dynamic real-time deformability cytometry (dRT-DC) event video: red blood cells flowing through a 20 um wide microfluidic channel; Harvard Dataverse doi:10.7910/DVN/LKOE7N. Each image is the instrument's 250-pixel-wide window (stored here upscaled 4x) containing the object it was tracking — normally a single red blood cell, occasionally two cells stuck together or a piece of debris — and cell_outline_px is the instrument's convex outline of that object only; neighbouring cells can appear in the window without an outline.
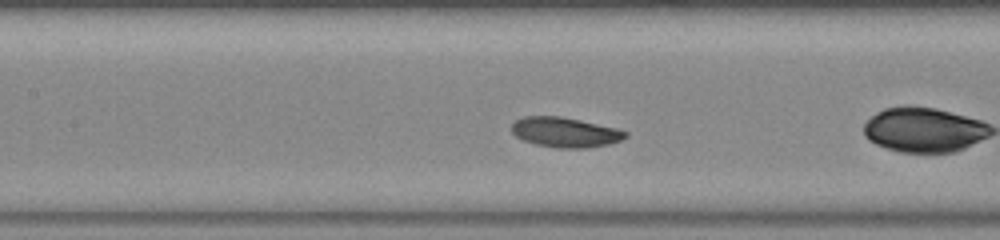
{"species": "common noctule bat (a hibernating species)", "species_latin": "Nyctalus noctula", "temperature_condition": "warm", "stored_images_in_passage": 18, "camera_frame_rate_fps": 3000, "um_per_image_px": 0.085, "animal": {"sex": "female", "body_mass_g": 23.0, "forearm_length_mm": 53.4}, "frame": {"image": 1, "passage_image": 13, "time_ms": 4.0, "image_size_px": [1000, 240], "cell_outline_px": [[628, 136], [620, 140], [608, 144], [588, 148], [556, 148], [536, 144], [524, 140], [516, 136], [512, 132], [512, 124], [516, 120], [524, 116], [560, 116], [580, 120], [616, 128], [628, 132]], "centroid_in_image_um": [48.04, 11.24], "position_along_channel_um": 159.4, "area_um2": 19.77}}
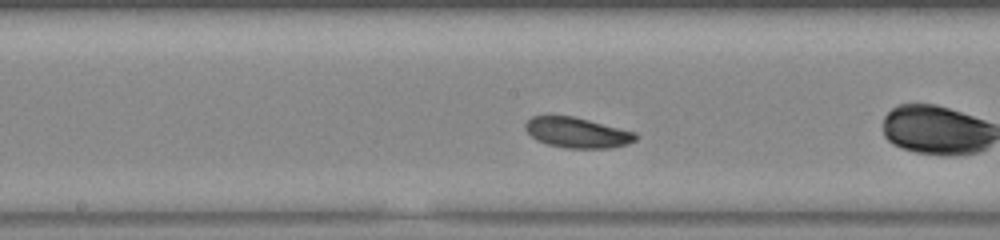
{"frame": {"image": 2, "passage_image": 16, "time_ms": 5.0, "image_size_px": [1000, 240], "cell_outline_px": [[640, 136], [636, 140], [628, 144], [612, 148], [568, 148], [548, 144], [536, 140], [524, 128], [524, 124], [532, 116], [572, 116], [636, 132]], "centroid_in_image_um": [49.09, 11.28], "position_along_channel_um": 199.1, "area_um2": 19.48}}